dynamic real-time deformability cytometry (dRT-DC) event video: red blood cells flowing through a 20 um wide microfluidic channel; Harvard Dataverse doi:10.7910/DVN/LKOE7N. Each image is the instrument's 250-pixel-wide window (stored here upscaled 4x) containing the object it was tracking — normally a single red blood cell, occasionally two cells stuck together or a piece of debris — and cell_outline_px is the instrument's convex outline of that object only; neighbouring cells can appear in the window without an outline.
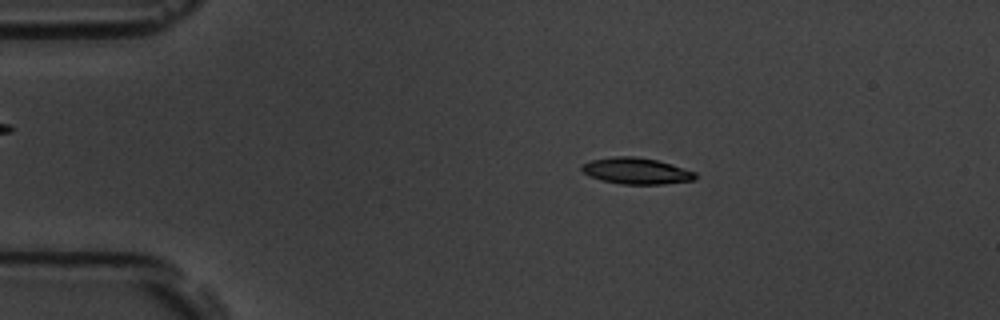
{"species": "common noctule bat (a hibernating species)", "species_latin": "Nyctalus noctula", "temperature_condition": "room temperature", "stored_images_in_passage": 57, "camera_frame_rate_fps": 3000, "um_per_image_px": 0.085, "animal": {"sex": "male", "body_mass_g": 19.5, "forearm_length_mm": 54.6}, "frame": {"image": 1, "passage_image": 11, "time_ms": 3.333, "image_size_px": [1000, 320], "cell_outline_px": [[696, 176], [692, 180], [660, 184], [620, 184], [600, 180], [584, 172], [580, 168], [584, 164], [592, 160], [616, 156], [636, 156], [656, 160], [672, 164], [696, 172]], "centroid_in_image_um": [54.09, 14.52], "position_along_channel_um": 30.9, "area_um2": 17.17}}
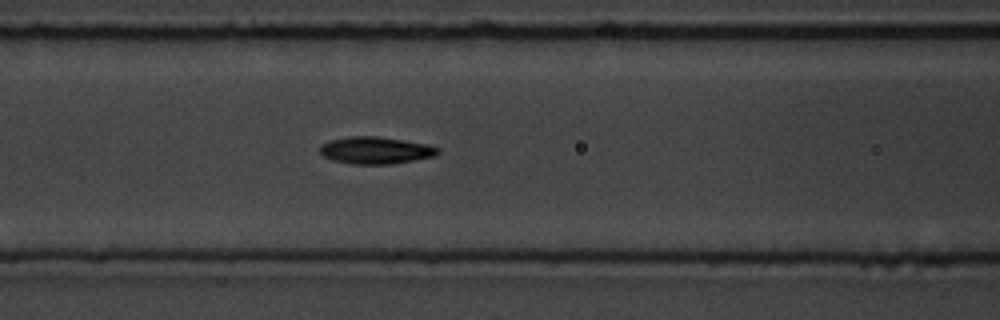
{"frame": {"image": 2, "passage_image": 24, "time_ms": 7.667, "image_size_px": [1000, 320], "cell_outline_px": [[440, 152], [432, 156], [412, 160], [388, 164], [352, 164], [332, 160], [324, 156], [320, 152], [320, 144], [332, 140], [348, 136], [376, 136], [404, 140], [428, 144], [440, 148]], "centroid_in_image_um": [31.91, 12.77], "position_along_channel_um": 134.7, "area_um2": 18.5}}
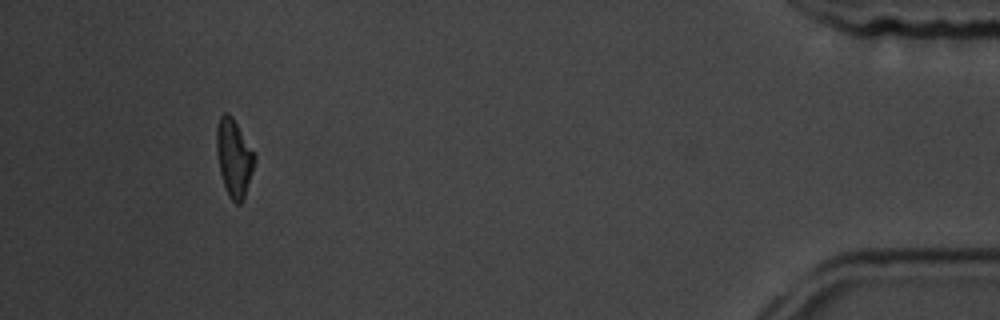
{"frame": {"image": 3, "passage_image": 53, "time_ms": 17.333, "image_size_px": [1000, 320], "cell_outline_px": [[256, 160], [244, 200], [240, 204], [236, 204], [228, 196], [220, 172], [216, 152], [216, 128], [220, 116], [224, 112], [228, 112], [232, 116], [256, 152]], "centroid_in_image_um": [19.91, 13.4], "position_along_channel_um": 415.3, "area_um2": 17.63}, "authors_computed_cell_mechanics": {"area_um2": 17.8024, "velocity_mm_per_s": 3.6053, "shape_relaxation_time_tau1_ms": 5.0591, "shape_relaxation_time_tau2_ms": 5.2991, "deformation_change_tau1": 0.1737, "deformation_change_tau2": 0.1149}}